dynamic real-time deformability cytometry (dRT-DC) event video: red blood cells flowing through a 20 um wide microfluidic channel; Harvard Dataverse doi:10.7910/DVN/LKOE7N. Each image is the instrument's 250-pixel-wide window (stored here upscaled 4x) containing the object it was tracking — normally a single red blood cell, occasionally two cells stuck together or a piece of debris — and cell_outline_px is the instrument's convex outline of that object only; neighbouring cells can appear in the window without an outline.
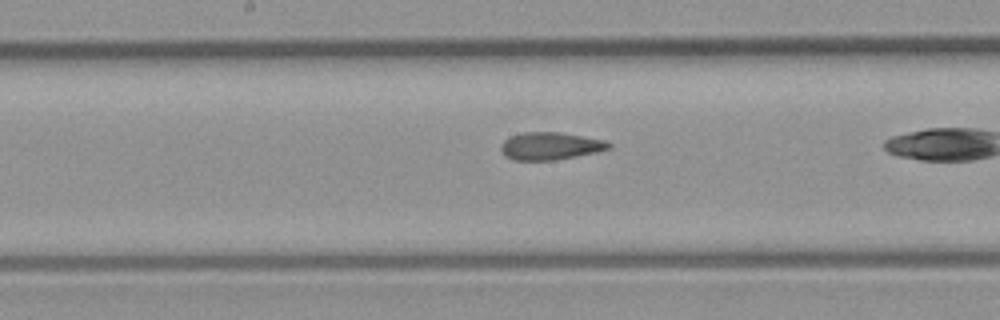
{"species": "common noctule bat (a hibernating species)", "species_latin": "Nyctalus noctula", "temperature_condition": "room temperature", "stored_images_in_passage": 16, "camera_frame_rate_fps": 3000, "um_per_image_px": 0.085, "animal": {"sex": "male", "body_mass_g": 23.1, "forearm_length_mm": 52.7}, "frame": {"image": 1, "passage_image": 10, "time_ms": 3.0, "image_size_px": [1000, 320], "cell_outline_px": [[612, 148], [596, 152], [556, 160], [512, 160], [504, 156], [500, 152], [500, 144], [504, 140], [520, 132], [560, 132], [604, 140], [612, 144]], "centroid_in_image_um": [46.74, 12.41], "position_along_channel_um": 201.5, "area_um2": 17.46}}